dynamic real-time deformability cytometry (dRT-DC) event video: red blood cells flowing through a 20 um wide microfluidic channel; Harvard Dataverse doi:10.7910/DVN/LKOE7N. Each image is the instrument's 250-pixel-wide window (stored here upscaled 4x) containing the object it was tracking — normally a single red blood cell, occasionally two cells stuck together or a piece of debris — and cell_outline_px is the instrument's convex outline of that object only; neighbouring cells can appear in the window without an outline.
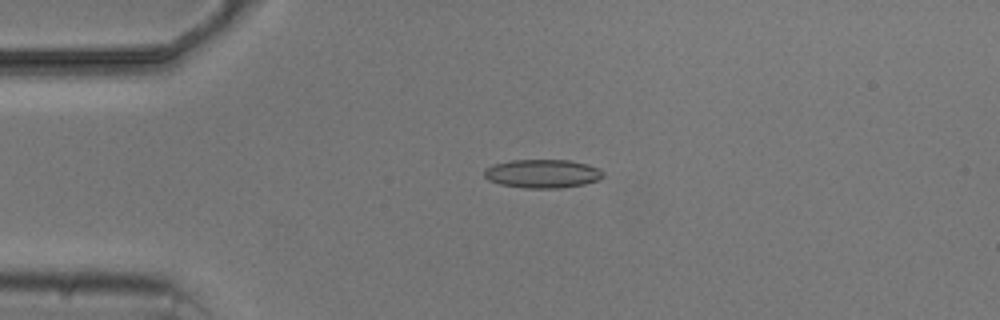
{"species": "common noctule bat (a hibernating species)", "species_latin": "Nyctalus noctula", "temperature_condition": "cold", "stored_images_in_passage": 5, "camera_frame_rate_fps": 3000, "um_per_image_px": 0.085, "animal": {"sex": "male", "body_mass_g": 20.5, "forearm_length_mm": 52.5}, "frame": {"image": 1, "passage_image": 3, "time_ms": 2.333, "image_size_px": [1000, 320], "cell_outline_px": [[604, 176], [600, 180], [584, 184], [560, 188], [524, 188], [500, 184], [488, 180], [484, 176], [484, 168], [492, 164], [512, 160], [568, 160], [588, 164], [600, 168], [604, 172]], "centroid_in_image_um": [46.12, 14.76], "position_along_channel_um": 38.9, "area_um2": 20.06}}
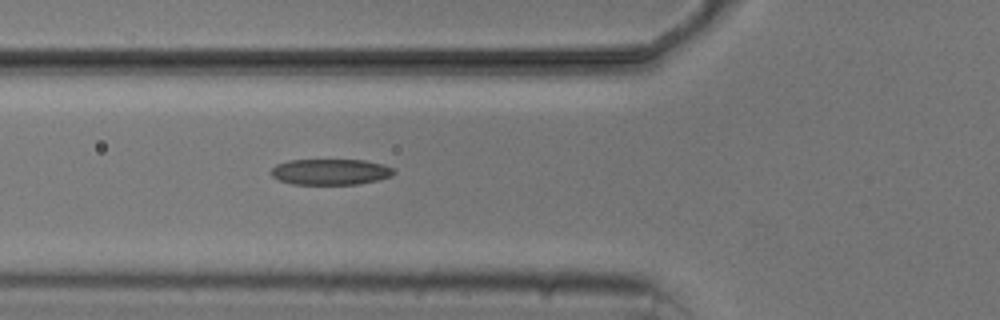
{"frame": {"image": 2, "passage_image": 5, "time_ms": 4.667, "image_size_px": [1000, 320], "cell_outline_px": [[396, 172], [392, 176], [376, 180], [356, 184], [292, 184], [280, 180], [272, 176], [272, 168], [276, 164], [288, 160], [364, 160], [384, 164], [396, 168]], "centroid_in_image_um": [28.13, 14.6], "position_along_channel_um": 97.7, "area_um2": 18.55}}